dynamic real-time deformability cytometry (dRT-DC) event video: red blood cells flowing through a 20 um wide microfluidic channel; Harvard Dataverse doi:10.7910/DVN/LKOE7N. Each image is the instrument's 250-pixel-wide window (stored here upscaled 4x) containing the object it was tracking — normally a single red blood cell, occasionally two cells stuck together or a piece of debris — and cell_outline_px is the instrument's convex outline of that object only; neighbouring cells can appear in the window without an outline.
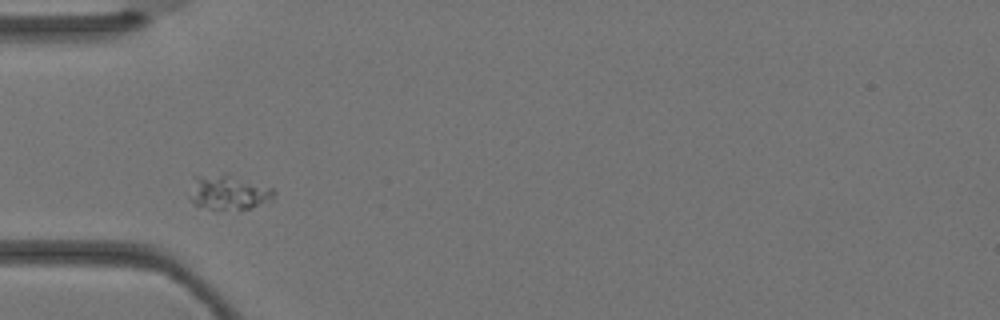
{"species": "Egyptian fruit bat (a non-hibernating species)", "species_latin": "Rousettus aegyptiacus", "temperature_condition": "warm", "stored_images_in_passage": 4, "camera_frame_rate_fps": 3000, "um_per_image_px": 0.085, "animal": {"sex": "female"}, "frame": {"image": 1, "passage_image": 3, "time_ms": 0.667, "image_size_px": [1000, 320], "cell_outline_px": [[276, 196], [272, 200], [240, 212], [208, 208], [196, 204], [188, 196], [192, 176], [224, 172], [272, 188], [276, 192]], "centroid_in_image_um": [19.41, 16.35], "position_along_channel_um": 65.6, "area_um2": 17.8}}
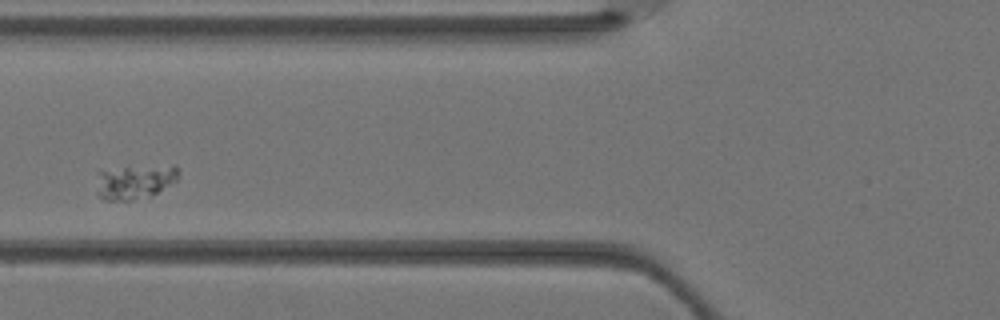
{"frame": {"image": 2, "passage_image": 4, "time_ms": 1.0, "image_size_px": [1000, 320], "cell_outline_px": [[180, 172], [176, 180], [156, 192], [132, 200], [104, 200], [96, 192], [96, 172], [128, 164], [176, 164], [180, 168]], "centroid_in_image_um": [11.44, 15.35], "position_along_channel_um": 114.4, "area_um2": 17.22}}